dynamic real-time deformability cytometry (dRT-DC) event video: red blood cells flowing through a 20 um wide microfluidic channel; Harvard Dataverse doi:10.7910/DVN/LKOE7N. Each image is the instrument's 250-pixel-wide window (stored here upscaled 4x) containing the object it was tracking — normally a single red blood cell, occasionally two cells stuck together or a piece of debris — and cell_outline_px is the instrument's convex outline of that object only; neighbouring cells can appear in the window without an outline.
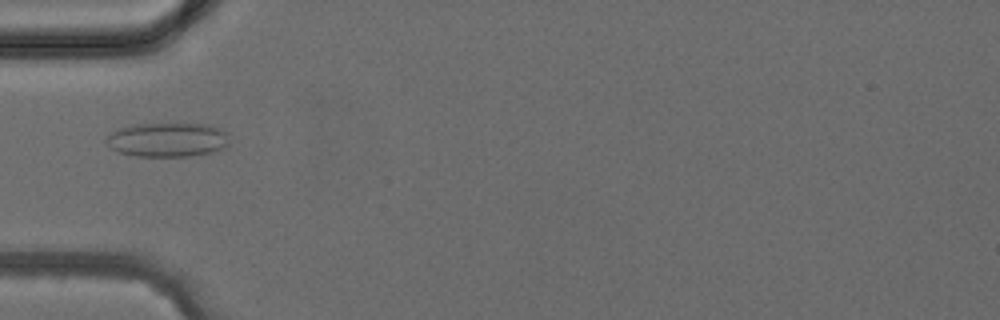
{"species": "common noctule bat (a hibernating species)", "species_latin": "Nyctalus noctula", "temperature_condition": "cold", "stored_images_in_passage": 5, "camera_frame_rate_fps": 3000, "um_per_image_px": 0.085, "animal": {"sex": "female", "body_mass_g": 24.6, "forearm_length_mm": 56.2}, "frame": {"image": 1, "passage_image": 4, "time_ms": 3.667, "image_size_px": [1000, 320], "cell_outline_px": [[228, 148], [212, 152], [192, 156], [136, 156], [116, 152], [104, 144], [104, 140], [112, 132], [120, 128], [136, 124], [212, 124], [228, 132]], "centroid_in_image_um": [14.26, 11.88], "position_along_channel_um": 70.7, "area_um2": 24.97}}